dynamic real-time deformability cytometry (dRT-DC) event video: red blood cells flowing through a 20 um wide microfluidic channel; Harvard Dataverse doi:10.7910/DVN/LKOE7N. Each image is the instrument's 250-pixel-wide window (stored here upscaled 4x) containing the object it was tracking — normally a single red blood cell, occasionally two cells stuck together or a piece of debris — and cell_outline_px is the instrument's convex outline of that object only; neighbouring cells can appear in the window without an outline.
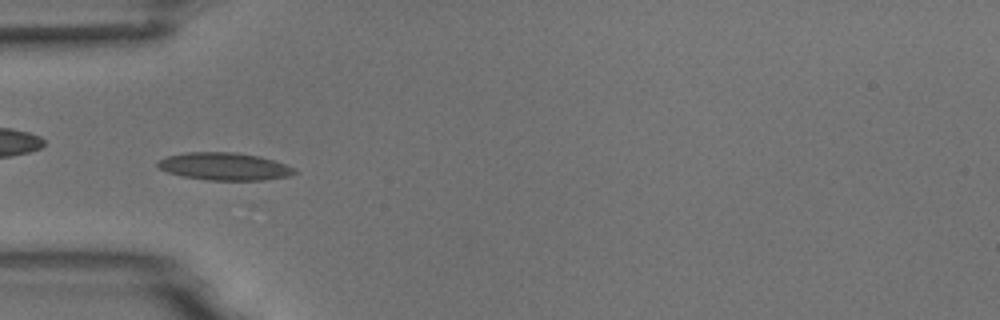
{"species": "common noctule bat (a hibernating species)", "species_latin": "Nyctalus noctula", "temperature_condition": "room temperature", "stored_images_in_passage": 7, "camera_frame_rate_fps": 3000, "um_per_image_px": 0.085, "animal": {"sex": "male", "body_mass_g": 18.8}, "frame": {"image": 1, "passage_image": 5, "time_ms": 1.333, "image_size_px": [1000, 320], "cell_outline_px": [[300, 172], [288, 176], [264, 180], [208, 180], [184, 176], [168, 172], [160, 168], [156, 164], [160, 160], [168, 156], [184, 152], [236, 152], [260, 156], [296, 168]], "centroid_in_image_um": [19.12, 14.14], "position_along_channel_um": 65.9, "area_um2": 21.91}}